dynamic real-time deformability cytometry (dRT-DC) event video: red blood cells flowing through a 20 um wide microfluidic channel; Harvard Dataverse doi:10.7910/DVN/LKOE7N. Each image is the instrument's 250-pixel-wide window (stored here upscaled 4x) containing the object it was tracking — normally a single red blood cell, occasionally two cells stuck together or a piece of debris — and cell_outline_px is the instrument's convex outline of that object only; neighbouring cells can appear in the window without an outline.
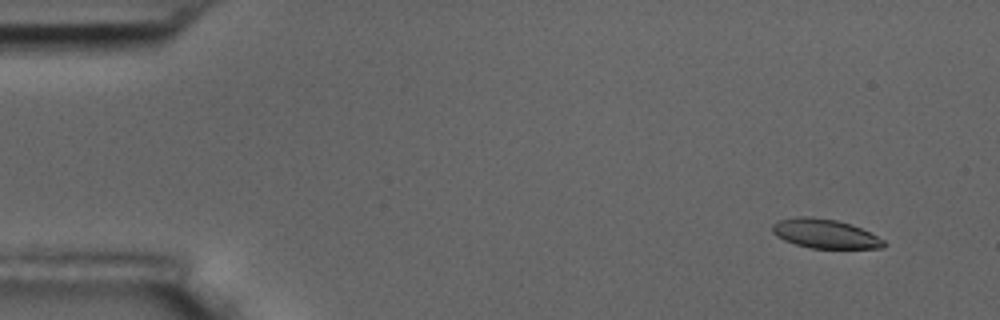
{"species": "common noctule bat (a hibernating species)", "species_latin": "Nyctalus noctula", "temperature_condition": "room temperature", "stored_images_in_passage": 9, "camera_frame_rate_fps": 3000, "um_per_image_px": 0.085, "animal": {"sex": "male", "body_mass_g": 17.5, "forearm_length_mm": 52.3}, "frame": {"image": 1, "passage_image": 2, "time_ms": 1.333, "image_size_px": [1000, 320], "cell_outline_px": [[888, 244], [884, 248], [812, 248], [796, 244], [784, 240], [776, 236], [772, 232], [772, 224], [776, 220], [800, 216], [808, 216], [836, 220], [852, 224], [884, 240]], "centroid_in_image_um": [70.1, 19.86], "position_along_channel_um": 14.9, "area_um2": 18.96}}
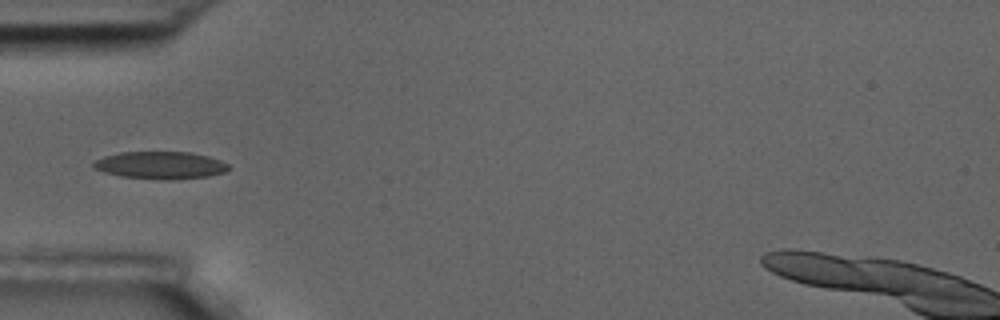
{"frame": {"image": 2, "passage_image": 6, "time_ms": 6.0, "image_size_px": [1000, 320], "cell_outline_px": [[228, 168], [224, 172], [208, 176], [168, 180], [160, 180], [120, 176], [104, 172], [92, 168], [92, 164], [96, 160], [104, 156], [120, 152], [192, 152], [208, 156], [220, 160], [228, 164]], "centroid_in_image_um": [13.6, 14.04], "position_along_channel_um": 71.4, "area_um2": 21.62}}
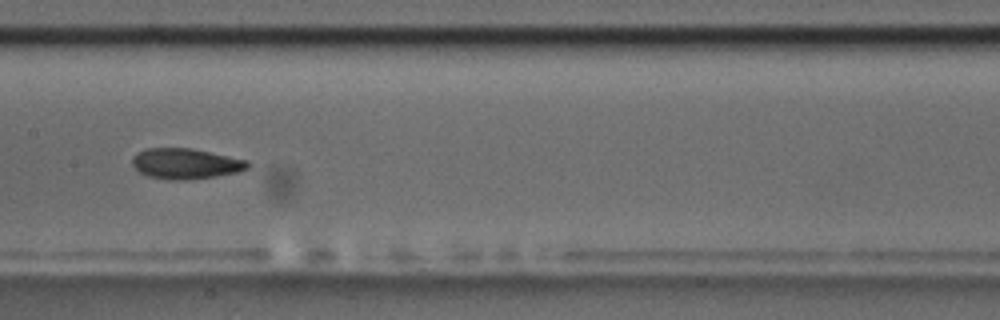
{"frame": {"image": 3, "passage_image": 9, "time_ms": 9.333, "image_size_px": [1000, 320], "cell_outline_px": [[248, 168], [236, 172], [216, 176], [184, 180], [168, 180], [148, 176], [140, 172], [132, 164], [132, 156], [136, 152], [144, 148], [192, 148], [248, 160]], "centroid_in_image_um": [15.74, 13.9], "position_along_channel_um": 191.7, "area_um2": 20.58}}